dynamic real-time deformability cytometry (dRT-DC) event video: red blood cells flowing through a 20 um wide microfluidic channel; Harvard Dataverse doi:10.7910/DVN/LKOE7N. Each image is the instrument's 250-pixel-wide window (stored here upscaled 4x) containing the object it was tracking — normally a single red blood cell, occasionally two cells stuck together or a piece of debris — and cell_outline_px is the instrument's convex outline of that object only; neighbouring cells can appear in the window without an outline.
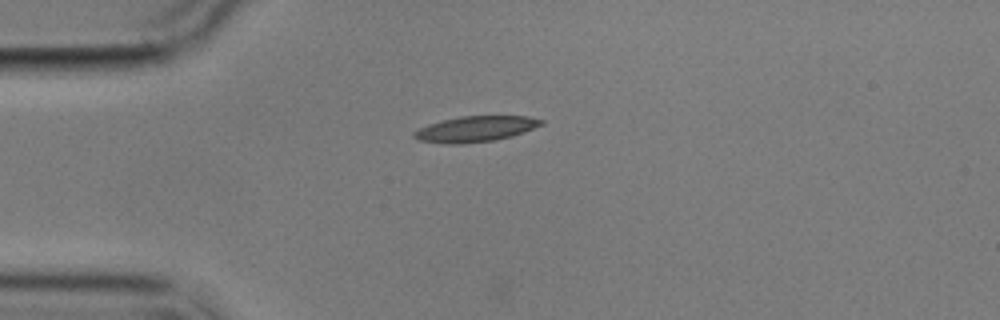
{"species": "common noctule bat (a hibernating species)", "species_latin": "Nyctalus noctula", "temperature_condition": "cold", "stored_images_in_passage": 5, "camera_frame_rate_fps": 3000, "um_per_image_px": 0.085, "animal": {"sex": "male", "body_mass_g": 17.9}, "frame": {"image": 1, "passage_image": 1, "time_ms": 0.0, "image_size_px": [1000, 320], "cell_outline_px": [[544, 124], [524, 132], [512, 136], [496, 140], [460, 144], [448, 144], [416, 140], [412, 136], [412, 132], [428, 124], [460, 116], [528, 116], [544, 120]], "centroid_in_image_um": [40.41, 10.97], "position_along_channel_um": 44.6, "area_um2": 19.13}}
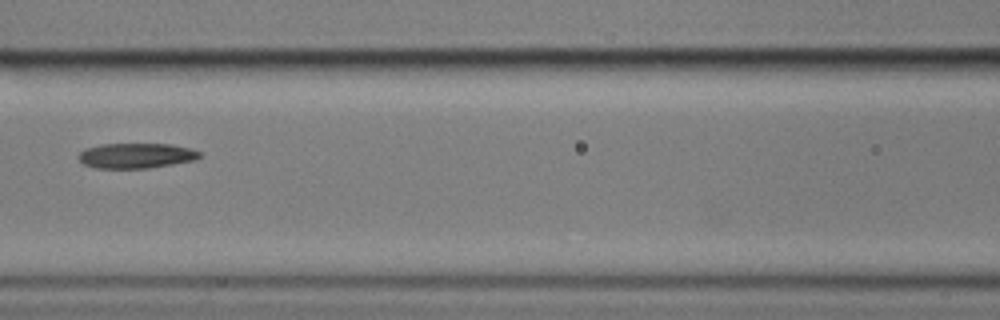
{"frame": {"image": 2, "passage_image": 4, "time_ms": 3.667, "image_size_px": [1000, 320], "cell_outline_px": [[200, 156], [196, 160], [148, 168], [96, 168], [84, 164], [76, 156], [84, 148], [100, 144], [172, 144], [192, 148], [200, 152]], "centroid_in_image_um": [11.56, 13.22], "position_along_channel_um": 155.0, "area_um2": 17.86}}
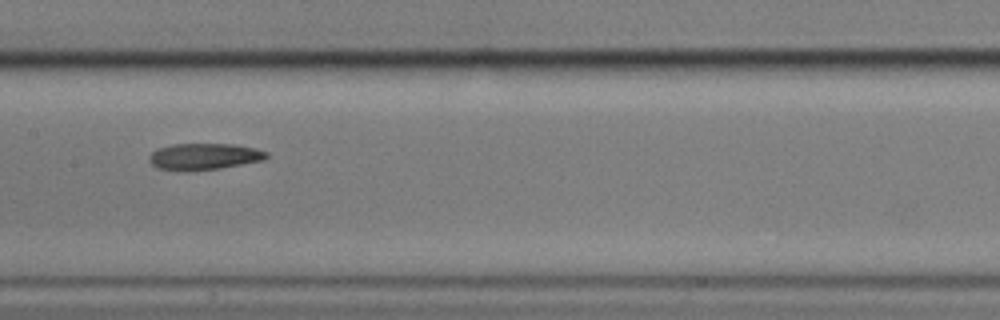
{"frame": {"image": 3, "passage_image": 5, "time_ms": 4.667, "image_size_px": [1000, 320], "cell_outline_px": [[268, 156], [264, 160], [220, 168], [188, 172], [180, 172], [156, 168], [148, 160], [148, 156], [156, 148], [172, 144], [232, 144], [252, 148], [268, 152]], "centroid_in_image_um": [17.27, 13.32], "position_along_channel_um": 190.1, "area_um2": 18.38}}